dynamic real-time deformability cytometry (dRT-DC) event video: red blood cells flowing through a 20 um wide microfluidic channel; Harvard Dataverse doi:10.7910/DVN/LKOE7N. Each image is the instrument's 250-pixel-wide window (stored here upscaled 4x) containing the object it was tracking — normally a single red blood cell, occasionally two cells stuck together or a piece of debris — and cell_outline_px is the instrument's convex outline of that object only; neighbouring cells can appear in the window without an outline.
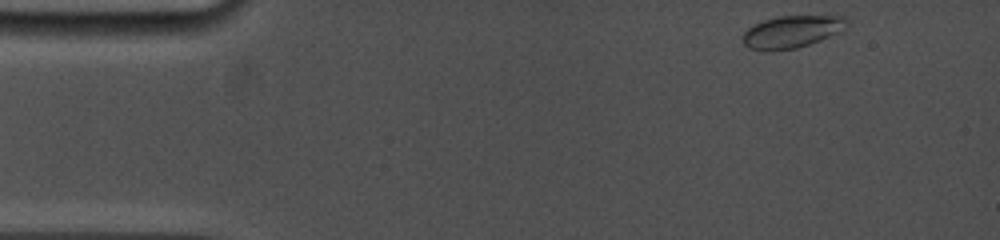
{"species": "common noctule bat (a hibernating species)", "species_latin": "Nyctalus noctula", "temperature_condition": "cold", "stored_images_in_passage": 45, "camera_frame_rate_fps": 5000, "um_per_image_px": 0.085, "animal": {"sex": "female", "body_mass_g": 19.0, "forearm_length_mm": 53.3}, "frame": {"image": 1, "passage_image": 1, "time_ms": 0.0, "image_size_px": [1000, 240], "cell_outline_px": [[848, 24], [840, 32], [820, 40], [796, 48], [768, 52], [748, 48], [740, 40], [744, 32], [748, 28], [764, 20], [780, 16], [844, 16], [848, 20]], "centroid_in_image_um": [67.27, 2.71], "position_along_channel_um": 17.7, "area_um2": 19.65}}
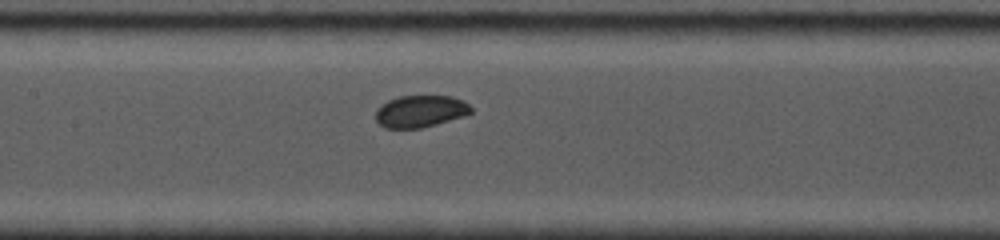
{"frame": {"image": 2, "passage_image": 20, "time_ms": 6.4, "image_size_px": [1000, 240], "cell_outline_px": [[472, 112], [464, 116], [436, 124], [420, 128], [384, 128], [376, 120], [376, 108], [380, 104], [388, 100], [400, 96], [452, 96], [464, 100], [472, 108]], "centroid_in_image_um": [35.72, 9.45], "position_along_channel_um": 171.7, "area_um2": 17.86}}
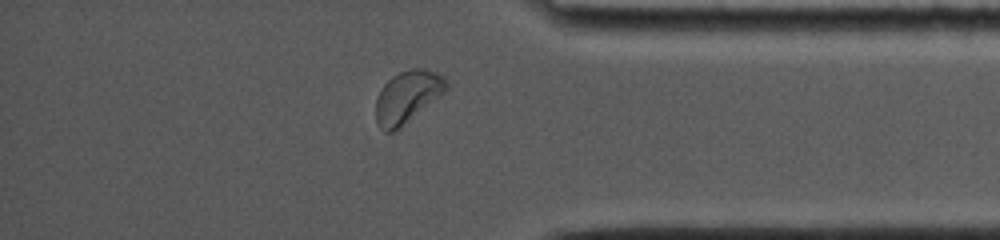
{"frame": {"image": 3, "passage_image": 39, "time_ms": 12.6, "image_size_px": [1000, 240], "cell_outline_px": [[448, 88], [444, 92], [400, 128], [392, 132], [384, 132], [376, 124], [376, 96], [384, 84], [392, 76], [400, 72], [412, 68], [424, 68], [444, 76], [448, 80]], "centroid_in_image_um": [34.61, 8.23], "position_along_channel_um": 400.6, "area_um2": 21.39}, "authors_computed_cell_mechanics": {"area_um2": 18.8428, "velocity_mm_per_s": 3.7643, "shape_relaxation_time_tau1_ms": 3.3894, "shape_relaxation_time_tau2_ms": 5.3089, "deformation_change_tau1": 0.0532, "deformation_change_tau2": 0.054}}